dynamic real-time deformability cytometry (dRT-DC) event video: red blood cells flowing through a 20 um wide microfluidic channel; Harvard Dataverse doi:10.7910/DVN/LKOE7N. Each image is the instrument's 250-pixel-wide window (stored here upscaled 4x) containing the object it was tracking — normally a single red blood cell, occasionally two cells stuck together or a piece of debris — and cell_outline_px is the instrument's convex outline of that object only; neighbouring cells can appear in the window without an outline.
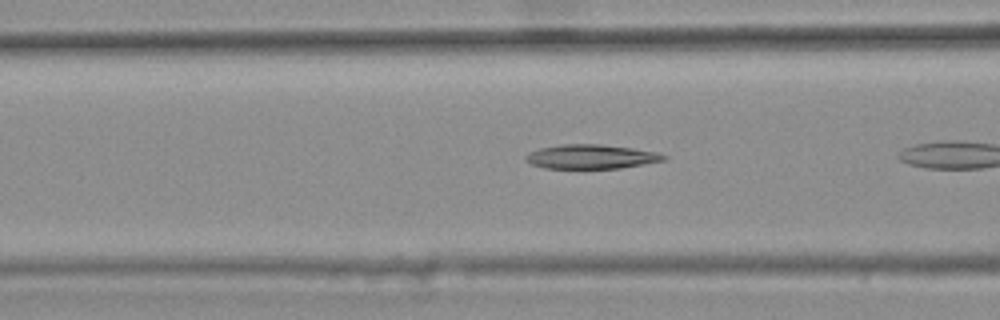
{"species": "common noctule bat (a hibernating species)", "species_latin": "Nyctalus noctula", "temperature_condition": "warm", "stored_images_in_passage": 11, "camera_frame_rate_fps": 3000, "um_per_image_px": 0.085, "animal": {"sex": "female", "body_mass_g": 25.1}, "frame": {"image": 1, "passage_image": 5, "time_ms": 1.333, "image_size_px": [1000, 320], "cell_outline_px": [[668, 156], [664, 160], [644, 164], [620, 168], [544, 168], [532, 164], [524, 160], [524, 156], [528, 152], [540, 148], [560, 144], [600, 144], [632, 148], [656, 152]], "centroid_in_image_um": [50.2, 13.31], "position_along_channel_um": 116.4, "area_um2": 19.48}}
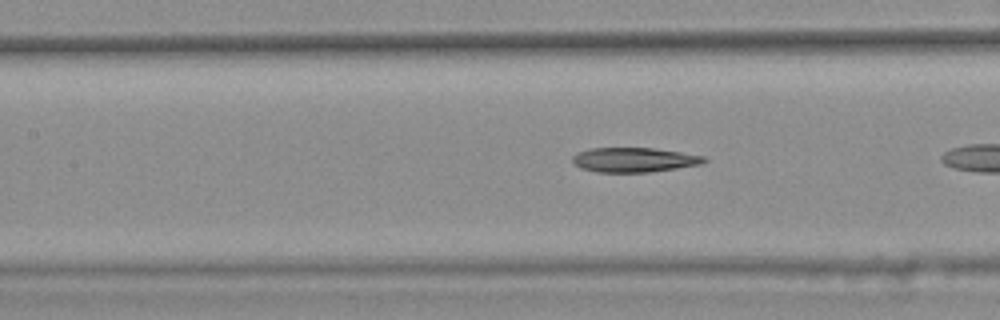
{"frame": {"image": 2, "passage_image": 8, "time_ms": 2.333, "image_size_px": [1000, 320], "cell_outline_px": [[708, 160], [700, 164], [676, 168], [648, 172], [596, 172], [580, 168], [572, 160], [572, 156], [576, 152], [592, 148], [652, 148], [680, 152], [704, 156]], "centroid_in_image_um": [53.86, 13.58], "position_along_channel_um": 153.5, "area_um2": 18.73}}